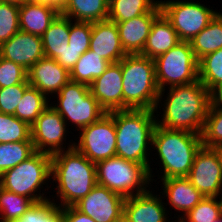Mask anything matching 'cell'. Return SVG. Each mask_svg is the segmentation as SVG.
<instances>
[{"mask_svg": "<svg viewBox=\"0 0 222 222\" xmlns=\"http://www.w3.org/2000/svg\"><path fill=\"white\" fill-rule=\"evenodd\" d=\"M0 57L11 60L28 71L44 57L41 36L19 30L0 45Z\"/></svg>", "mask_w": 222, "mask_h": 222, "instance_id": "cell-16", "label": "cell"}, {"mask_svg": "<svg viewBox=\"0 0 222 222\" xmlns=\"http://www.w3.org/2000/svg\"><path fill=\"white\" fill-rule=\"evenodd\" d=\"M63 222H96L74 206L63 207Z\"/></svg>", "mask_w": 222, "mask_h": 222, "instance_id": "cell-42", "label": "cell"}, {"mask_svg": "<svg viewBox=\"0 0 222 222\" xmlns=\"http://www.w3.org/2000/svg\"><path fill=\"white\" fill-rule=\"evenodd\" d=\"M179 42L176 30L165 15L161 13L154 20L145 47L140 54L154 60Z\"/></svg>", "mask_w": 222, "mask_h": 222, "instance_id": "cell-23", "label": "cell"}, {"mask_svg": "<svg viewBox=\"0 0 222 222\" xmlns=\"http://www.w3.org/2000/svg\"><path fill=\"white\" fill-rule=\"evenodd\" d=\"M29 86L27 79L23 83L0 88V113L14 115L25 90Z\"/></svg>", "mask_w": 222, "mask_h": 222, "instance_id": "cell-38", "label": "cell"}, {"mask_svg": "<svg viewBox=\"0 0 222 222\" xmlns=\"http://www.w3.org/2000/svg\"><path fill=\"white\" fill-rule=\"evenodd\" d=\"M199 80L210 93L222 85V48L199 60Z\"/></svg>", "mask_w": 222, "mask_h": 222, "instance_id": "cell-31", "label": "cell"}, {"mask_svg": "<svg viewBox=\"0 0 222 222\" xmlns=\"http://www.w3.org/2000/svg\"><path fill=\"white\" fill-rule=\"evenodd\" d=\"M109 0H68L60 12L76 22H98L108 19Z\"/></svg>", "mask_w": 222, "mask_h": 222, "instance_id": "cell-24", "label": "cell"}, {"mask_svg": "<svg viewBox=\"0 0 222 222\" xmlns=\"http://www.w3.org/2000/svg\"><path fill=\"white\" fill-rule=\"evenodd\" d=\"M202 146L201 135L184 130H170L156 124L152 136V148L156 150L162 165L158 179L187 177L195 154Z\"/></svg>", "mask_w": 222, "mask_h": 222, "instance_id": "cell-4", "label": "cell"}, {"mask_svg": "<svg viewBox=\"0 0 222 222\" xmlns=\"http://www.w3.org/2000/svg\"><path fill=\"white\" fill-rule=\"evenodd\" d=\"M51 176V155L36 151L27 160L5 171L0 176V187L38 203L51 197L47 196L51 192L48 191L49 182L52 185Z\"/></svg>", "mask_w": 222, "mask_h": 222, "instance_id": "cell-6", "label": "cell"}, {"mask_svg": "<svg viewBox=\"0 0 222 222\" xmlns=\"http://www.w3.org/2000/svg\"><path fill=\"white\" fill-rule=\"evenodd\" d=\"M89 49L110 64L118 63L127 54L122 47L116 23L109 19L92 23Z\"/></svg>", "mask_w": 222, "mask_h": 222, "instance_id": "cell-21", "label": "cell"}, {"mask_svg": "<svg viewBox=\"0 0 222 222\" xmlns=\"http://www.w3.org/2000/svg\"><path fill=\"white\" fill-rule=\"evenodd\" d=\"M51 173L57 199H50L61 207L73 206L97 185L96 164L75 148L51 155Z\"/></svg>", "mask_w": 222, "mask_h": 222, "instance_id": "cell-2", "label": "cell"}, {"mask_svg": "<svg viewBox=\"0 0 222 222\" xmlns=\"http://www.w3.org/2000/svg\"><path fill=\"white\" fill-rule=\"evenodd\" d=\"M154 64L159 90L199 80V61L189 41H180L169 51L155 58Z\"/></svg>", "mask_w": 222, "mask_h": 222, "instance_id": "cell-9", "label": "cell"}, {"mask_svg": "<svg viewBox=\"0 0 222 222\" xmlns=\"http://www.w3.org/2000/svg\"><path fill=\"white\" fill-rule=\"evenodd\" d=\"M190 44L198 61L205 55L222 48V12H217L209 24L190 41Z\"/></svg>", "mask_w": 222, "mask_h": 222, "instance_id": "cell-25", "label": "cell"}, {"mask_svg": "<svg viewBox=\"0 0 222 222\" xmlns=\"http://www.w3.org/2000/svg\"><path fill=\"white\" fill-rule=\"evenodd\" d=\"M161 13V6L158 4L151 12L124 22H115L122 47L127 54H137L143 51L151 26Z\"/></svg>", "mask_w": 222, "mask_h": 222, "instance_id": "cell-20", "label": "cell"}, {"mask_svg": "<svg viewBox=\"0 0 222 222\" xmlns=\"http://www.w3.org/2000/svg\"><path fill=\"white\" fill-rule=\"evenodd\" d=\"M55 96L57 103L56 100L50 102L51 106L62 116L68 127L74 125L77 128L73 131L87 127L107 113L90 93L89 86L83 83L70 80Z\"/></svg>", "mask_w": 222, "mask_h": 222, "instance_id": "cell-8", "label": "cell"}, {"mask_svg": "<svg viewBox=\"0 0 222 222\" xmlns=\"http://www.w3.org/2000/svg\"><path fill=\"white\" fill-rule=\"evenodd\" d=\"M219 153H220V156H221V159H222V147H219Z\"/></svg>", "mask_w": 222, "mask_h": 222, "instance_id": "cell-49", "label": "cell"}, {"mask_svg": "<svg viewBox=\"0 0 222 222\" xmlns=\"http://www.w3.org/2000/svg\"><path fill=\"white\" fill-rule=\"evenodd\" d=\"M60 12L41 1H26L19 7V28L42 36Z\"/></svg>", "mask_w": 222, "mask_h": 222, "instance_id": "cell-22", "label": "cell"}, {"mask_svg": "<svg viewBox=\"0 0 222 222\" xmlns=\"http://www.w3.org/2000/svg\"><path fill=\"white\" fill-rule=\"evenodd\" d=\"M221 214L222 197H205L181 219L184 222H213Z\"/></svg>", "mask_w": 222, "mask_h": 222, "instance_id": "cell-36", "label": "cell"}, {"mask_svg": "<svg viewBox=\"0 0 222 222\" xmlns=\"http://www.w3.org/2000/svg\"><path fill=\"white\" fill-rule=\"evenodd\" d=\"M113 222H129V220L123 214L119 219H117V220H115Z\"/></svg>", "mask_w": 222, "mask_h": 222, "instance_id": "cell-46", "label": "cell"}, {"mask_svg": "<svg viewBox=\"0 0 222 222\" xmlns=\"http://www.w3.org/2000/svg\"><path fill=\"white\" fill-rule=\"evenodd\" d=\"M125 197L97 184L73 206L96 222H113L124 213Z\"/></svg>", "mask_w": 222, "mask_h": 222, "instance_id": "cell-14", "label": "cell"}, {"mask_svg": "<svg viewBox=\"0 0 222 222\" xmlns=\"http://www.w3.org/2000/svg\"><path fill=\"white\" fill-rule=\"evenodd\" d=\"M92 32L91 22H76L70 19L69 43L75 50H80L82 55L90 47Z\"/></svg>", "mask_w": 222, "mask_h": 222, "instance_id": "cell-39", "label": "cell"}, {"mask_svg": "<svg viewBox=\"0 0 222 222\" xmlns=\"http://www.w3.org/2000/svg\"><path fill=\"white\" fill-rule=\"evenodd\" d=\"M70 18L59 14L41 36L44 56L55 59L69 43Z\"/></svg>", "mask_w": 222, "mask_h": 222, "instance_id": "cell-26", "label": "cell"}, {"mask_svg": "<svg viewBox=\"0 0 222 222\" xmlns=\"http://www.w3.org/2000/svg\"><path fill=\"white\" fill-rule=\"evenodd\" d=\"M109 65L108 61L88 49L80 56L70 71V80L89 86L105 72Z\"/></svg>", "mask_w": 222, "mask_h": 222, "instance_id": "cell-27", "label": "cell"}, {"mask_svg": "<svg viewBox=\"0 0 222 222\" xmlns=\"http://www.w3.org/2000/svg\"><path fill=\"white\" fill-rule=\"evenodd\" d=\"M19 7L15 4L0 2V45L20 30Z\"/></svg>", "mask_w": 222, "mask_h": 222, "instance_id": "cell-37", "label": "cell"}, {"mask_svg": "<svg viewBox=\"0 0 222 222\" xmlns=\"http://www.w3.org/2000/svg\"><path fill=\"white\" fill-rule=\"evenodd\" d=\"M61 12L67 5L68 0H40Z\"/></svg>", "mask_w": 222, "mask_h": 222, "instance_id": "cell-44", "label": "cell"}, {"mask_svg": "<svg viewBox=\"0 0 222 222\" xmlns=\"http://www.w3.org/2000/svg\"><path fill=\"white\" fill-rule=\"evenodd\" d=\"M0 2H6V3H11V4H15V5H22L24 2H26V0H0Z\"/></svg>", "mask_w": 222, "mask_h": 222, "instance_id": "cell-45", "label": "cell"}, {"mask_svg": "<svg viewBox=\"0 0 222 222\" xmlns=\"http://www.w3.org/2000/svg\"><path fill=\"white\" fill-rule=\"evenodd\" d=\"M159 182H162L160 188L163 190L160 193L168 201L164 202L165 206L171 205L168 210L181 213H176L175 218H182L205 198L186 177L161 179L156 184Z\"/></svg>", "mask_w": 222, "mask_h": 222, "instance_id": "cell-19", "label": "cell"}, {"mask_svg": "<svg viewBox=\"0 0 222 222\" xmlns=\"http://www.w3.org/2000/svg\"><path fill=\"white\" fill-rule=\"evenodd\" d=\"M28 71L11 60L0 57V88L23 83Z\"/></svg>", "mask_w": 222, "mask_h": 222, "instance_id": "cell-40", "label": "cell"}, {"mask_svg": "<svg viewBox=\"0 0 222 222\" xmlns=\"http://www.w3.org/2000/svg\"><path fill=\"white\" fill-rule=\"evenodd\" d=\"M49 105L50 99L37 88L29 86L25 90L14 115L31 126Z\"/></svg>", "mask_w": 222, "mask_h": 222, "instance_id": "cell-28", "label": "cell"}, {"mask_svg": "<svg viewBox=\"0 0 222 222\" xmlns=\"http://www.w3.org/2000/svg\"><path fill=\"white\" fill-rule=\"evenodd\" d=\"M34 202L22 195H18L0 187V214L2 222L20 219Z\"/></svg>", "mask_w": 222, "mask_h": 222, "instance_id": "cell-32", "label": "cell"}, {"mask_svg": "<svg viewBox=\"0 0 222 222\" xmlns=\"http://www.w3.org/2000/svg\"><path fill=\"white\" fill-rule=\"evenodd\" d=\"M210 105L211 93L200 80L187 85L167 87L160 90L158 95L154 110L156 123L166 129L201 135ZM159 108H162L163 113L158 111Z\"/></svg>", "mask_w": 222, "mask_h": 222, "instance_id": "cell-1", "label": "cell"}, {"mask_svg": "<svg viewBox=\"0 0 222 222\" xmlns=\"http://www.w3.org/2000/svg\"><path fill=\"white\" fill-rule=\"evenodd\" d=\"M90 93L108 113L123 110V77L119 63L110 64L105 72L89 85Z\"/></svg>", "mask_w": 222, "mask_h": 222, "instance_id": "cell-15", "label": "cell"}, {"mask_svg": "<svg viewBox=\"0 0 222 222\" xmlns=\"http://www.w3.org/2000/svg\"><path fill=\"white\" fill-rule=\"evenodd\" d=\"M156 124L154 110L127 109L114 111L117 140L116 156L145 165L149 169L152 183L155 175L152 174L154 173L151 168L153 158L150 156L153 151L151 149L152 136Z\"/></svg>", "mask_w": 222, "mask_h": 222, "instance_id": "cell-3", "label": "cell"}, {"mask_svg": "<svg viewBox=\"0 0 222 222\" xmlns=\"http://www.w3.org/2000/svg\"><path fill=\"white\" fill-rule=\"evenodd\" d=\"M186 178L204 197H222V159L219 148L201 146Z\"/></svg>", "mask_w": 222, "mask_h": 222, "instance_id": "cell-13", "label": "cell"}, {"mask_svg": "<svg viewBox=\"0 0 222 222\" xmlns=\"http://www.w3.org/2000/svg\"><path fill=\"white\" fill-rule=\"evenodd\" d=\"M195 0H157L180 41H191L216 15L217 11Z\"/></svg>", "mask_w": 222, "mask_h": 222, "instance_id": "cell-10", "label": "cell"}, {"mask_svg": "<svg viewBox=\"0 0 222 222\" xmlns=\"http://www.w3.org/2000/svg\"><path fill=\"white\" fill-rule=\"evenodd\" d=\"M211 104L222 108V85H219L211 92Z\"/></svg>", "mask_w": 222, "mask_h": 222, "instance_id": "cell-43", "label": "cell"}, {"mask_svg": "<svg viewBox=\"0 0 222 222\" xmlns=\"http://www.w3.org/2000/svg\"><path fill=\"white\" fill-rule=\"evenodd\" d=\"M78 133L79 139L74 142V148L93 163L116 156L114 111L106 113Z\"/></svg>", "mask_w": 222, "mask_h": 222, "instance_id": "cell-11", "label": "cell"}, {"mask_svg": "<svg viewBox=\"0 0 222 222\" xmlns=\"http://www.w3.org/2000/svg\"><path fill=\"white\" fill-rule=\"evenodd\" d=\"M148 190L125 198L124 215L129 222H168L169 211L161 194ZM162 197V198H161Z\"/></svg>", "mask_w": 222, "mask_h": 222, "instance_id": "cell-18", "label": "cell"}, {"mask_svg": "<svg viewBox=\"0 0 222 222\" xmlns=\"http://www.w3.org/2000/svg\"><path fill=\"white\" fill-rule=\"evenodd\" d=\"M96 174L97 184L125 198L143 194L152 187L145 165L118 156L97 162Z\"/></svg>", "mask_w": 222, "mask_h": 222, "instance_id": "cell-7", "label": "cell"}, {"mask_svg": "<svg viewBox=\"0 0 222 222\" xmlns=\"http://www.w3.org/2000/svg\"><path fill=\"white\" fill-rule=\"evenodd\" d=\"M168 222H184L181 218H177L176 220L168 221Z\"/></svg>", "mask_w": 222, "mask_h": 222, "instance_id": "cell-48", "label": "cell"}, {"mask_svg": "<svg viewBox=\"0 0 222 222\" xmlns=\"http://www.w3.org/2000/svg\"><path fill=\"white\" fill-rule=\"evenodd\" d=\"M30 128L31 140L37 152L53 155L74 148L73 139L69 140V143L66 142L70 128L51 104L39 115Z\"/></svg>", "mask_w": 222, "mask_h": 222, "instance_id": "cell-12", "label": "cell"}, {"mask_svg": "<svg viewBox=\"0 0 222 222\" xmlns=\"http://www.w3.org/2000/svg\"><path fill=\"white\" fill-rule=\"evenodd\" d=\"M158 4L156 0H109L108 19L124 22L151 12Z\"/></svg>", "mask_w": 222, "mask_h": 222, "instance_id": "cell-29", "label": "cell"}, {"mask_svg": "<svg viewBox=\"0 0 222 222\" xmlns=\"http://www.w3.org/2000/svg\"><path fill=\"white\" fill-rule=\"evenodd\" d=\"M80 56V50H75L71 46H67L60 53V56H57L54 60L70 72Z\"/></svg>", "mask_w": 222, "mask_h": 222, "instance_id": "cell-41", "label": "cell"}, {"mask_svg": "<svg viewBox=\"0 0 222 222\" xmlns=\"http://www.w3.org/2000/svg\"><path fill=\"white\" fill-rule=\"evenodd\" d=\"M32 141L30 126L15 115L0 113V143Z\"/></svg>", "mask_w": 222, "mask_h": 222, "instance_id": "cell-33", "label": "cell"}, {"mask_svg": "<svg viewBox=\"0 0 222 222\" xmlns=\"http://www.w3.org/2000/svg\"><path fill=\"white\" fill-rule=\"evenodd\" d=\"M36 152L32 141L0 143V176Z\"/></svg>", "mask_w": 222, "mask_h": 222, "instance_id": "cell-30", "label": "cell"}, {"mask_svg": "<svg viewBox=\"0 0 222 222\" xmlns=\"http://www.w3.org/2000/svg\"><path fill=\"white\" fill-rule=\"evenodd\" d=\"M118 63L123 77V110H155L160 90L154 60L137 53L126 54Z\"/></svg>", "mask_w": 222, "mask_h": 222, "instance_id": "cell-5", "label": "cell"}, {"mask_svg": "<svg viewBox=\"0 0 222 222\" xmlns=\"http://www.w3.org/2000/svg\"><path fill=\"white\" fill-rule=\"evenodd\" d=\"M213 222H222V214L217 219H215Z\"/></svg>", "mask_w": 222, "mask_h": 222, "instance_id": "cell-47", "label": "cell"}, {"mask_svg": "<svg viewBox=\"0 0 222 222\" xmlns=\"http://www.w3.org/2000/svg\"><path fill=\"white\" fill-rule=\"evenodd\" d=\"M11 222H63V207L51 199L34 203L20 219Z\"/></svg>", "mask_w": 222, "mask_h": 222, "instance_id": "cell-34", "label": "cell"}, {"mask_svg": "<svg viewBox=\"0 0 222 222\" xmlns=\"http://www.w3.org/2000/svg\"><path fill=\"white\" fill-rule=\"evenodd\" d=\"M27 79L30 86L51 100L70 81V72L53 58L44 56L28 70Z\"/></svg>", "mask_w": 222, "mask_h": 222, "instance_id": "cell-17", "label": "cell"}, {"mask_svg": "<svg viewBox=\"0 0 222 222\" xmlns=\"http://www.w3.org/2000/svg\"><path fill=\"white\" fill-rule=\"evenodd\" d=\"M202 146L209 148L222 147V108L209 107L201 134Z\"/></svg>", "mask_w": 222, "mask_h": 222, "instance_id": "cell-35", "label": "cell"}]
</instances>
